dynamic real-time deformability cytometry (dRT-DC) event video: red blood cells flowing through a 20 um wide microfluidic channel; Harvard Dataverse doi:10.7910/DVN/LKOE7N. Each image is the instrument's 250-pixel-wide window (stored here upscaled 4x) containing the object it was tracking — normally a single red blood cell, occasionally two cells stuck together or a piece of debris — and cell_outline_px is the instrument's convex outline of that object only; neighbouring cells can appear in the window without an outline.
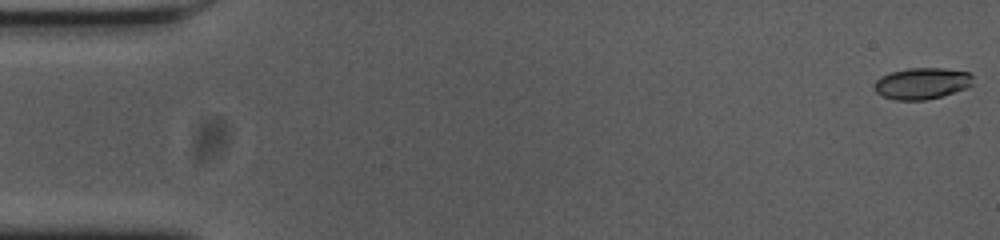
{"species": "common noctule bat (a hibernating species)", "species_latin": "Nyctalus noctula", "temperature_condition": "cold", "stored_images_in_passage": 56, "camera_frame_rate_fps": 3000, "um_per_image_px": 0.085, "animal": {"sex": "female", "body_mass_g": 23.0, "forearm_length_mm": 53.4}, "frame": {"image": 1, "passage_image": 1, "time_ms": 0.0, "image_size_px": [1000, 240], "cell_outline_px": [[972, 84], [968, 88], [940, 96], [924, 100], [896, 100], [884, 96], [876, 92], [872, 88], [872, 84], [880, 76], [892, 72], [908, 68], [940, 68], [968, 72], [972, 76]], "centroid_in_image_um": [78.32, 7.09], "position_along_channel_um": 6.7, "area_um2": 18.03}}
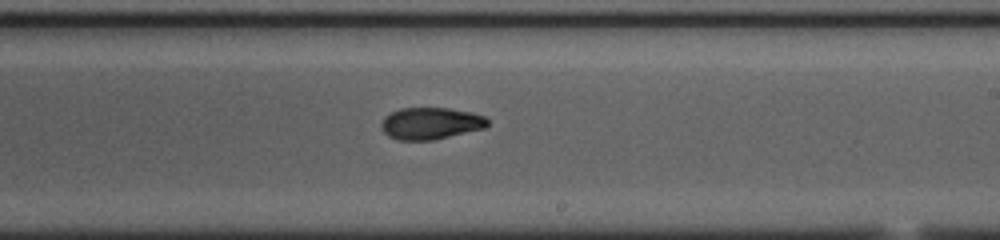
{"frame": {"image": 2, "passage_image": 33, "time_ms": 10.667, "image_size_px": [1000, 240], "cell_outline_px": [[488, 124], [484, 128], [432, 140], [400, 140], [388, 136], [380, 128], [380, 124], [384, 116], [400, 108], [448, 108], [472, 112], [484, 116], [488, 120]], "centroid_in_image_um": [36.57, 10.48], "position_along_channel_um": 252.4, "area_um2": 19.71}}
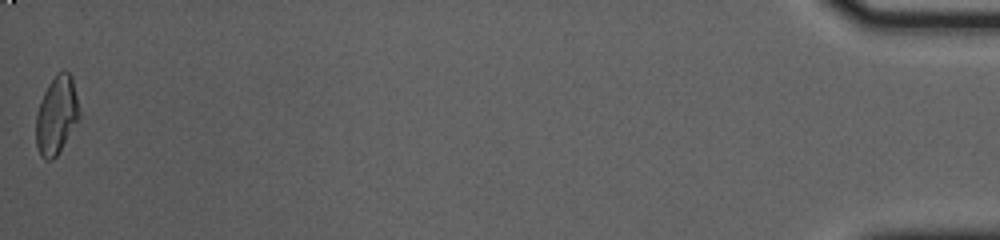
{"frame": {"image": 3, "passage_image": 56, "time_ms": 18.333, "image_size_px": [1000, 240], "cell_outline_px": [[80, 120], [56, 156], [52, 160], [44, 160], [40, 156], [36, 144], [36, 112], [40, 100], [48, 84], [56, 72], [64, 68], [72, 76], [80, 108]], "centroid_in_image_um": [4.82, 9.77], "position_along_channel_um": 430.4, "area_um2": 20.23}, "authors_computed_cell_mechanics": {"area_um2": 19.5653, "velocity_mm_per_s": 3.6518, "shape_relaxation_time_tau1_ms": null, "shape_relaxation_time_tau2_ms": 2.6912, "deformation_change_tau1": null, "deformation_change_tau2": 0.0759}}